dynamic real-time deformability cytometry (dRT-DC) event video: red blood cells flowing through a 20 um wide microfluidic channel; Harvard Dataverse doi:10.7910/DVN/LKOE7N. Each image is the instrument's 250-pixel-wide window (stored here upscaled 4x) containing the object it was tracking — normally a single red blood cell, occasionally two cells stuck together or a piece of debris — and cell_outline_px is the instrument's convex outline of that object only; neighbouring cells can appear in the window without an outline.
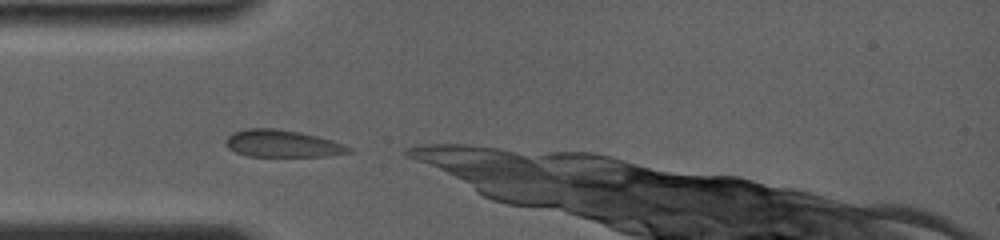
{"species": "common noctule bat (a hibernating species)", "species_latin": "Nyctalus noctula", "temperature_condition": "room temperature", "stored_images_in_passage": 27, "camera_frame_rate_fps": 4000, "um_per_image_px": 0.085, "animal": {"sex": "female", "body_mass_g": 19.0, "forearm_length_mm": 56.7}, "frame": {"image": 1, "passage_image": 1, "time_ms": 0.0, "image_size_px": [1000, 240], "cell_outline_px": [[352, 152], [332, 156], [248, 156], [236, 152], [228, 148], [224, 144], [224, 140], [232, 132], [248, 128], [272, 128], [300, 132], [332, 140], [344, 144], [352, 148]], "centroid_in_image_um": [23.99, 12.21], "position_along_channel_um": 61.0, "area_um2": 19.59}}
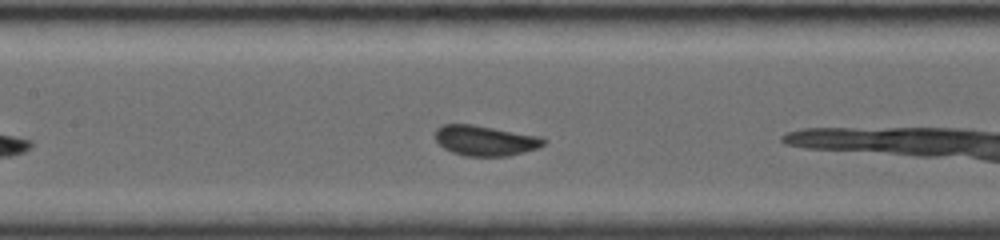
{"frame": {"image": 2, "passage_image": 12, "time_ms": 2.75, "image_size_px": [1000, 240], "cell_outline_px": [[548, 140], [540, 148], [508, 156], [464, 156], [452, 152], [444, 148], [436, 140], [436, 128], [444, 124], [472, 124], [544, 136]], "centroid_in_image_um": [41.31, 11.94], "position_along_channel_um": 166.1, "area_um2": 19.42}}
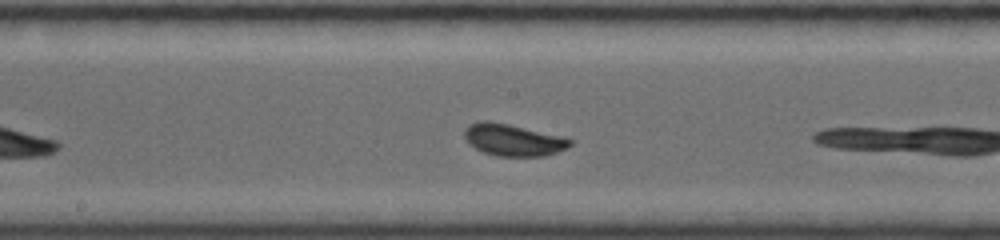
{"frame": {"image": 3, "passage_image": 16, "time_ms": 3.75, "image_size_px": [1000, 240], "cell_outline_px": [[572, 144], [568, 148], [544, 156], [496, 156], [484, 152], [476, 148], [464, 136], [464, 128], [468, 124], [480, 120], [488, 120], [508, 124], [564, 136], [572, 140]], "centroid_in_image_um": [43.63, 11.88], "position_along_channel_um": 204.6, "area_um2": 19.65}}